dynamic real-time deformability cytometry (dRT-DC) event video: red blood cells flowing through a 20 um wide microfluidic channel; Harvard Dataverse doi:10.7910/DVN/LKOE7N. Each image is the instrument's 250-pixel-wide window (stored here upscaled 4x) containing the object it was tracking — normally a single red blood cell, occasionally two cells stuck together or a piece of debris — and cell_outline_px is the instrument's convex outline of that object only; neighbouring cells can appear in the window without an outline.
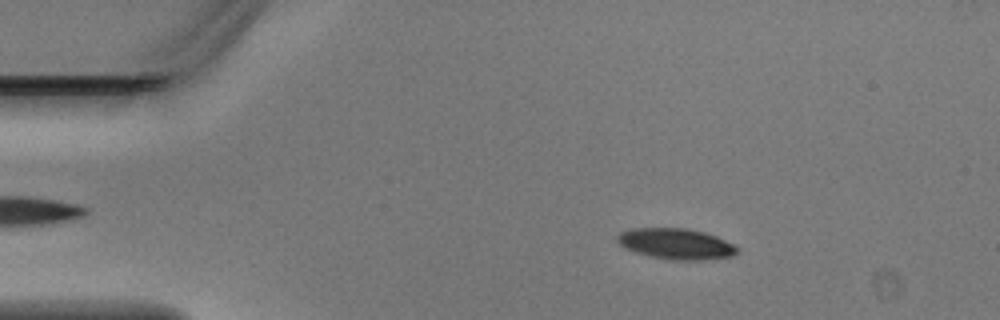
{"species": "Egyptian fruit bat (a non-hibernating species)", "species_latin": "Rousettus aegyptiacus", "temperature_condition": "warm", "stored_images_in_passage": 4, "camera_frame_rate_fps": 3000, "um_per_image_px": 0.085, "animal": {"sex": "male"}, "frame": {"image": 1, "passage_image": 3, "time_ms": 0.667, "image_size_px": [1000, 320], "cell_outline_px": [[740, 248], [732, 256], [704, 260], [672, 260], [652, 256], [636, 252], [620, 244], [616, 240], [616, 236], [620, 232], [632, 228], [684, 228], [704, 232], [716, 236]], "centroid_in_image_um": [57.46, 20.72], "position_along_channel_um": 27.5, "area_um2": 21.33}}